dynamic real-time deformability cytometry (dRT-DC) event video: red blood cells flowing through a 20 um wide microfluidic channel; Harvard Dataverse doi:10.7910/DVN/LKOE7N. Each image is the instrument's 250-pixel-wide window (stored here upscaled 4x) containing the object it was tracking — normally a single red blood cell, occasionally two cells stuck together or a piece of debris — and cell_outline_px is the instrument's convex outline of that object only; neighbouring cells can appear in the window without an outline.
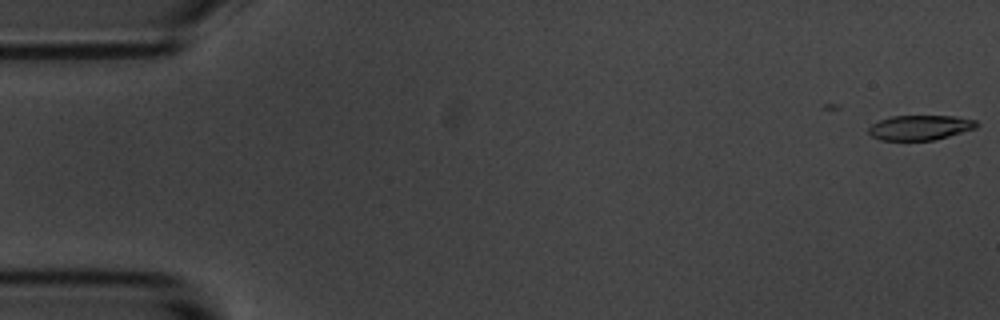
{"species": "common noctule bat (a hibernating species)", "species_latin": "Nyctalus noctula", "temperature_condition": "room temperature", "stored_images_in_passage": 4, "camera_frame_rate_fps": 3000, "um_per_image_px": 0.085, "animal": {"sex": "male", "body_mass_g": 20.1, "forearm_length_mm": 53.5}, "frame": {"image": 1, "passage_image": 1, "time_ms": 0.0, "image_size_px": [1000, 320], "cell_outline_px": [[980, 124], [976, 128], [936, 140], [880, 140], [872, 136], [868, 132], [868, 128], [872, 124], [880, 120], [892, 116], [956, 116], [976, 120]], "centroid_in_image_um": [78.23, 10.84], "position_along_channel_um": 6.8, "area_um2": 15.72}}
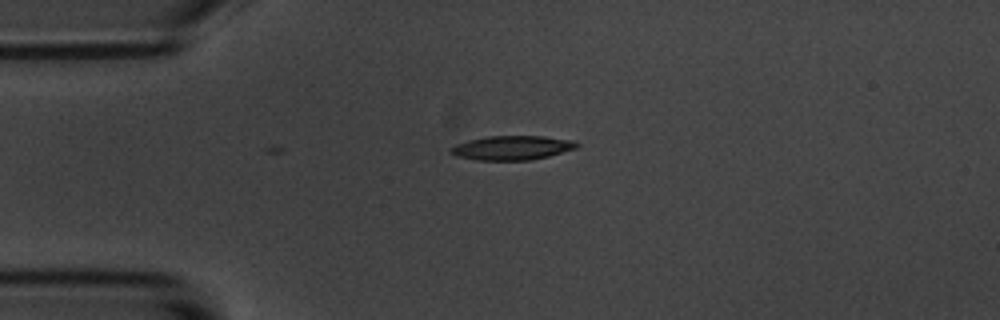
{"frame": {"image": 2, "passage_image": 4, "time_ms": 4.333, "image_size_px": [1000, 320], "cell_outline_px": [[580, 144], [576, 148], [548, 156], [528, 160], [476, 160], [456, 156], [448, 152], [448, 148], [456, 144], [468, 140], [488, 136], [544, 136], [572, 140]], "centroid_in_image_um": [43.47, 12.56], "position_along_channel_um": 41.5, "area_um2": 17.8}}